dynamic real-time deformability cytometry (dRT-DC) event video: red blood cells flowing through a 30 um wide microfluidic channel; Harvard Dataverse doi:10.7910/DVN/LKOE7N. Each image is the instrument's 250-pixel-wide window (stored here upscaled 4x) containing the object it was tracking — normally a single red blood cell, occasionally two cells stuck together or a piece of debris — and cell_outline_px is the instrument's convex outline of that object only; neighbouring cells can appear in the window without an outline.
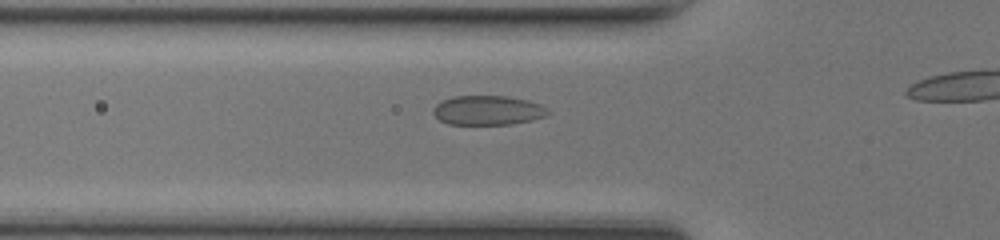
{"species": "common noctule bat (a hibernating species)", "species_latin": "Nyctalus noctula", "temperature_condition": "room temperature", "stored_images_in_passage": 31, "camera_frame_rate_fps": 3000, "um_per_image_px": 0.085, "animal": {"sex": "female", "body_mass_g": 17.0, "forearm_length_mm": 48.0}, "frame": {"image": 1, "passage_image": 12, "time_ms": 3.667, "image_size_px": [1000, 240], "cell_outline_px": [[548, 112], [544, 116], [532, 120], [512, 124], [448, 124], [440, 120], [432, 112], [432, 108], [436, 104], [452, 96], [504, 96], [528, 100], [540, 104], [548, 108]], "centroid_in_image_um": [41.44, 9.37], "position_along_channel_um": 84.4, "area_um2": 19.59}}
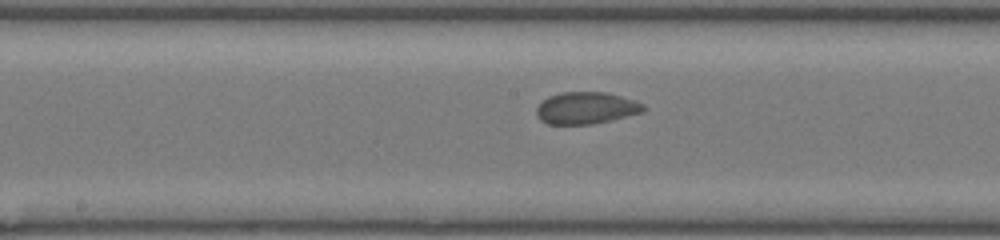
{"frame": {"image": 2, "passage_image": 20, "time_ms": 6.333, "image_size_px": [1000, 240], "cell_outline_px": [[648, 108], [640, 112], [592, 124], [548, 124], [540, 120], [536, 116], [536, 108], [548, 96], [560, 92], [608, 92], [636, 100], [644, 104]], "centroid_in_image_um": [49.81, 9.16], "position_along_channel_um": 198.4, "area_um2": 19.88}}
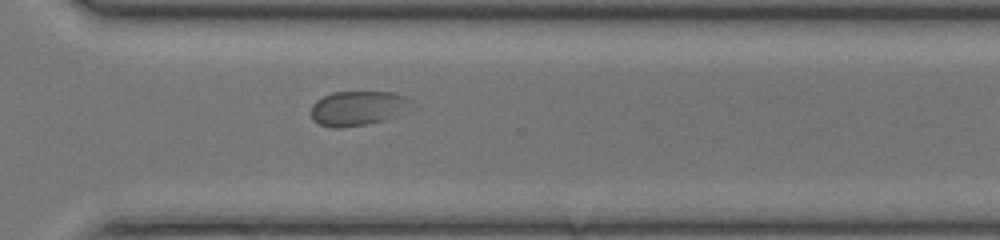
{"frame": {"image": 3, "passage_image": 30, "time_ms": 9.667, "image_size_px": [1000, 240], "cell_outline_px": [[408, 100], [384, 120], [364, 124], [340, 128], [332, 128], [320, 124], [312, 120], [312, 104], [316, 100], [332, 92], [392, 92], [404, 96]], "centroid_in_image_um": [30.18, 9.19], "position_along_channel_um": 340.4, "area_um2": 19.02}}